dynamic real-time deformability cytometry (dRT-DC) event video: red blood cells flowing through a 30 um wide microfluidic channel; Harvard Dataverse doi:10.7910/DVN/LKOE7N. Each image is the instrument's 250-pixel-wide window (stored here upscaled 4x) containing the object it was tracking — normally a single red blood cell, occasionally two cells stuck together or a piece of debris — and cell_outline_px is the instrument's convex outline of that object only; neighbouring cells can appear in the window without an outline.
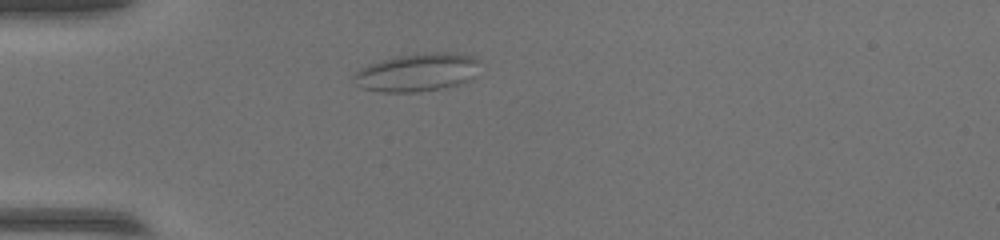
{"species": "common noctule bat (a hibernating species)", "species_latin": "Nyctalus noctula", "temperature_condition": "warm", "stored_images_in_passage": 35, "camera_frame_rate_fps": 3000, "um_per_image_px": 0.085, "animal": {"sex": "female", "body_mass_g": 17.0, "forearm_length_mm": 48.0}, "frame": {"image": 1, "passage_image": 1, "time_ms": 0.0, "image_size_px": [1000, 240], "cell_outline_px": [[476, 60], [472, 80], [440, 88], [416, 92], [380, 92], [364, 88], [352, 84], [352, 76], [360, 68], [368, 64], [380, 60], [396, 56], [436, 52], [452, 52], [472, 56]], "centroid_in_image_um": [35.35, 6.16], "position_along_channel_um": 49.7, "area_um2": 27.69}}
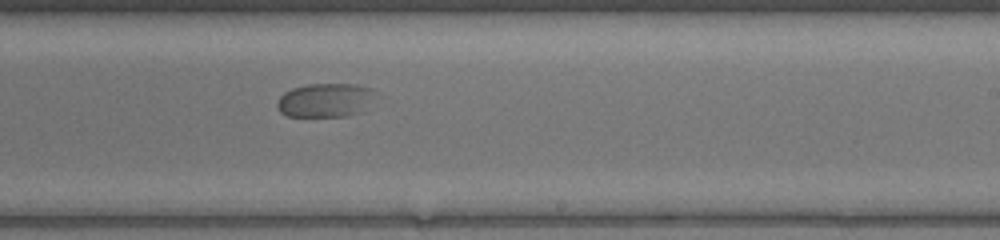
{"frame": {"image": 2, "passage_image": 19, "time_ms": 6.0, "image_size_px": [1000, 240], "cell_outline_px": [[376, 92], [364, 112], [348, 116], [288, 116], [280, 112], [276, 104], [280, 96], [284, 92], [292, 88], [308, 84], [356, 84], [368, 88]], "centroid_in_image_um": [27.65, 8.52], "position_along_channel_um": 261.4, "area_um2": 19.48}}
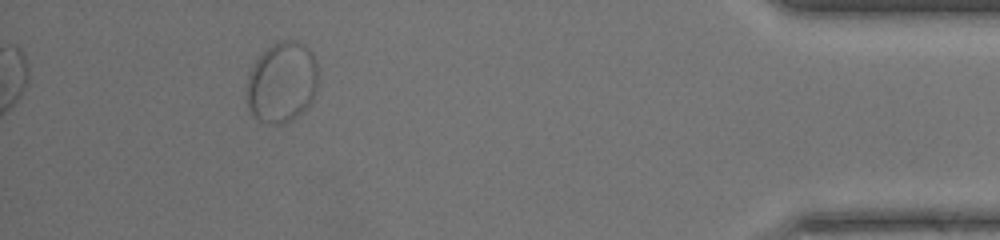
{"frame": {"image": 3, "passage_image": 35, "time_ms": 11.333, "image_size_px": [1000, 240], "cell_outline_px": [[316, 88], [312, 100], [296, 116], [284, 124], [272, 124], [260, 120], [252, 116], [248, 104], [248, 76], [256, 60], [276, 40], [300, 40], [312, 52], [316, 60]], "centroid_in_image_um": [23.97, 6.97], "position_along_channel_um": 411.2, "area_um2": 33.23}}